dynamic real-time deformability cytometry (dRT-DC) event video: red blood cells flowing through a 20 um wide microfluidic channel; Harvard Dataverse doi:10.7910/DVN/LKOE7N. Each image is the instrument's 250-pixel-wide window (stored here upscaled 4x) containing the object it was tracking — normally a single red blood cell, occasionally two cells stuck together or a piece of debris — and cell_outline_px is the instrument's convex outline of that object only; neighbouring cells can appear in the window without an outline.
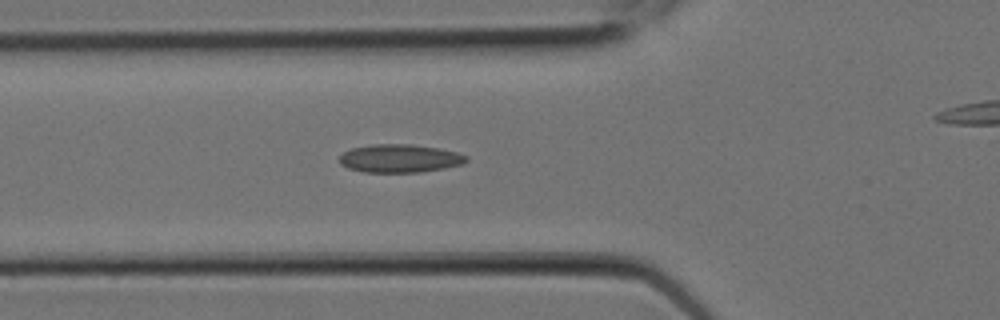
{"species": "Egyptian fruit bat (a non-hibernating species)", "species_latin": "Rousettus aegyptiacus", "temperature_condition": "room temperature", "stored_images_in_passage": 8, "segment_of_instrument_passage": [1, 2], "camera_frame_rate_fps": 3000, "um_per_image_px": 0.085, "animal": {"sex": "female"}, "frame": {"image": 1, "passage_image": 7, "time_ms": 2.0, "image_size_px": [1000, 320], "cell_outline_px": [[468, 160], [464, 164], [444, 168], [420, 172], [364, 172], [348, 168], [340, 164], [340, 156], [344, 152], [352, 148], [372, 144], [412, 144], [440, 148], [456, 152], [468, 156]], "centroid_in_image_um": [34.0, 13.46], "position_along_channel_um": 91.8, "area_um2": 20.92}}